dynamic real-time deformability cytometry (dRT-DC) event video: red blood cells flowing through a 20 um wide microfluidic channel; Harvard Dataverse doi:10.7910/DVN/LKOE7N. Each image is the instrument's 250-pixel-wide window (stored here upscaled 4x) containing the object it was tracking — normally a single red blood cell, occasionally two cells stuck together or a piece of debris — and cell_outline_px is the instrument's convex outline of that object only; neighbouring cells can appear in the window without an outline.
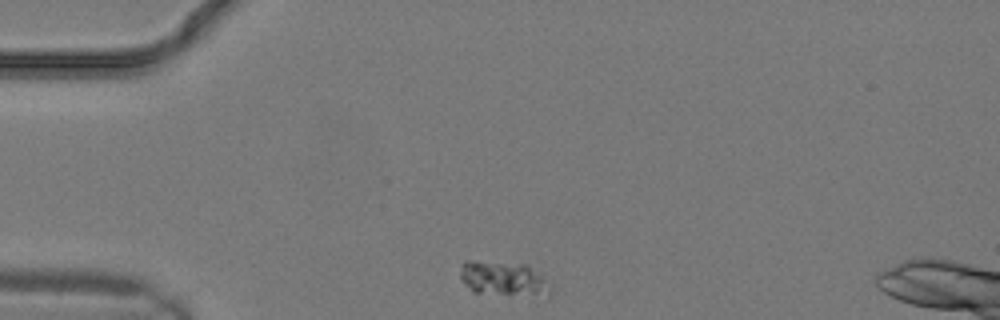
{"species": "common noctule bat (a hibernating species)", "species_latin": "Nyctalus noctula", "temperature_condition": "warm", "stored_images_in_passage": 18, "camera_frame_rate_fps": 3000, "um_per_image_px": 0.085, "animal": {"sex": "male", "body_mass_g": 19.2, "forearm_length_mm": 51.8}, "frame": {"image": 1, "passage_image": 1, "time_ms": 0.0, "image_size_px": [1000, 320], "cell_outline_px": [[552, 292], [548, 296], [508, 296], [472, 292], [464, 284], [460, 276], [460, 264], [464, 260], [476, 260], [528, 264], [552, 284]], "centroid_in_image_um": [42.82, 23.7], "position_along_channel_um": 42.2, "area_um2": 19.19}}
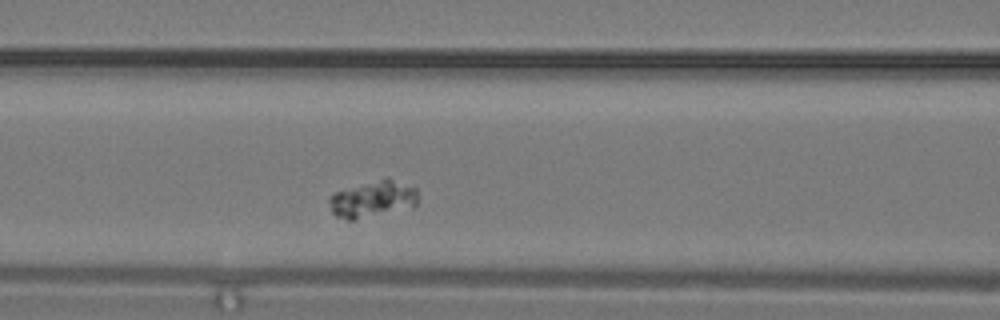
{"frame": {"image": 2, "passage_image": 6, "time_ms": 1.667, "image_size_px": [1000, 320], "cell_outline_px": [[416, 208], [352, 220], [348, 220], [336, 216], [332, 212], [328, 200], [328, 196], [336, 192], [384, 176], [388, 176], [416, 188]], "centroid_in_image_um": [31.71, 16.91], "position_along_channel_um": 134.9, "area_um2": 19.42}}
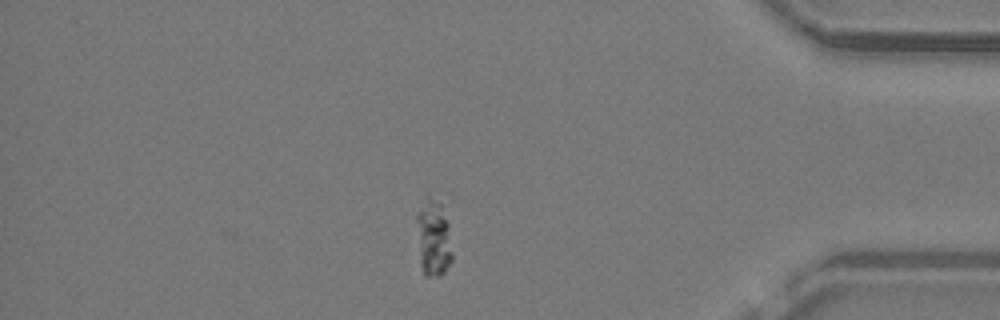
{"frame": {"image": 3, "passage_image": 18, "time_ms": 5.667, "image_size_px": [1000, 320], "cell_outline_px": [[452, 260], [444, 272], [440, 276], [424, 276], [420, 264], [416, 220], [416, 212], [428, 192], [444, 192], [452, 200]], "centroid_in_image_um": [36.97, 19.83], "position_along_channel_um": 398.2, "area_um2": 18.96}}